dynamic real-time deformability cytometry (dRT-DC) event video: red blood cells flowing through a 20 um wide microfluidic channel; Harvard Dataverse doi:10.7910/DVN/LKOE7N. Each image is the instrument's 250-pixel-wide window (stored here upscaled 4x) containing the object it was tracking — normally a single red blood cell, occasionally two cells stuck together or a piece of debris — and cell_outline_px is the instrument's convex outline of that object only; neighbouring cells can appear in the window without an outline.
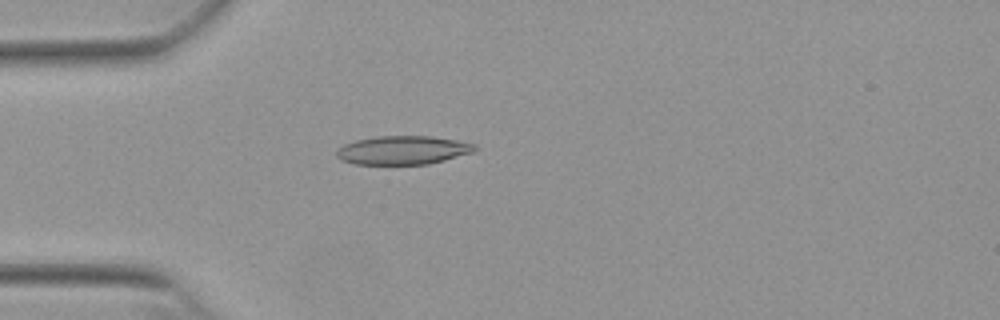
{"species": "Egyptian fruit bat (a non-hibernating species)", "species_latin": "Rousettus aegyptiacus", "temperature_condition": "warm", "stored_images_in_passage": 53, "camera_frame_rate_fps": 3000, "um_per_image_px": 0.085, "animal": {"sex": "female"}, "frame": {"image": 1, "passage_image": 15, "time_ms": 4.667, "image_size_px": [1000, 320], "cell_outline_px": [[476, 152], [428, 164], [356, 164], [340, 160], [336, 156], [336, 152], [344, 144], [356, 140], [376, 136], [432, 136], [456, 140], [476, 144]], "centroid_in_image_um": [34.27, 12.76], "position_along_channel_um": 50.7, "area_um2": 23.12}}
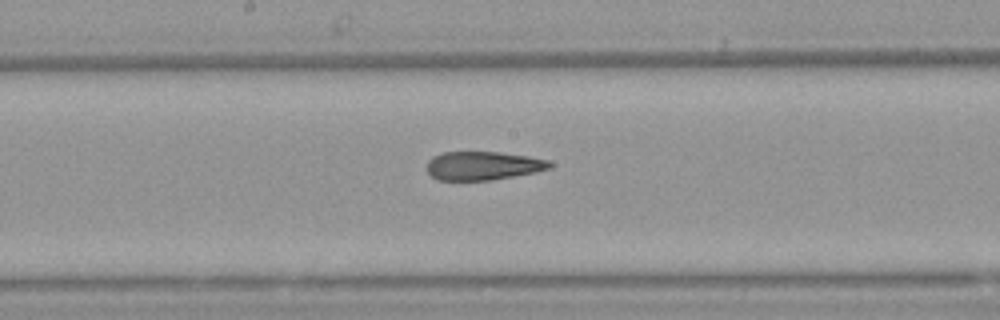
{"frame": {"image": 2, "passage_image": 28, "time_ms": 9.0, "image_size_px": [1000, 320], "cell_outline_px": [[552, 168], [536, 172], [492, 180], [436, 180], [428, 172], [428, 160], [432, 156], [444, 152], [500, 152], [528, 156], [548, 160], [552, 164]], "centroid_in_image_um": [41.07, 14.08], "position_along_channel_um": 207.1, "area_um2": 20.52}}
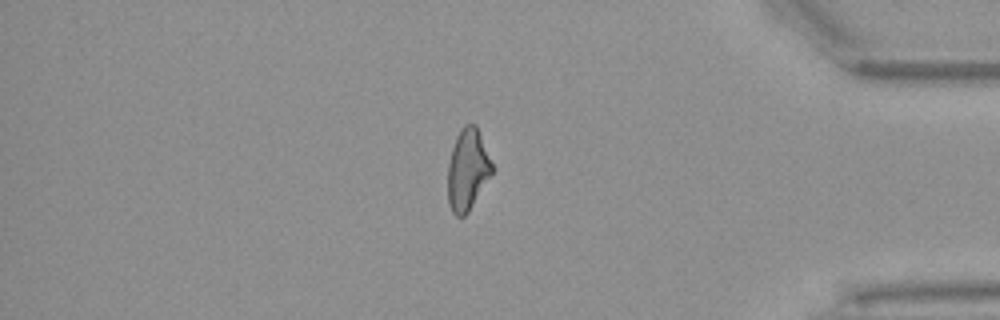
{"frame": {"image": 3, "passage_image": 45, "time_ms": 14.667, "image_size_px": [1000, 320], "cell_outline_px": [[492, 172], [468, 212], [464, 216], [456, 216], [452, 212], [448, 204], [448, 164], [452, 148], [456, 136], [460, 128], [464, 124], [476, 124], [492, 164]], "centroid_in_image_um": [39.71, 14.41], "position_along_channel_um": 395.5, "area_um2": 20.69}, "authors_computed_cell_mechanics": {"area_um2": 21.7328, "velocity_mm_per_s": 3.8637, "shape_relaxation_time_tau1_ms": null, "shape_relaxation_time_tau2_ms": 3.1542, "deformation_change_tau1": null, "deformation_change_tau2": 0.1302}}